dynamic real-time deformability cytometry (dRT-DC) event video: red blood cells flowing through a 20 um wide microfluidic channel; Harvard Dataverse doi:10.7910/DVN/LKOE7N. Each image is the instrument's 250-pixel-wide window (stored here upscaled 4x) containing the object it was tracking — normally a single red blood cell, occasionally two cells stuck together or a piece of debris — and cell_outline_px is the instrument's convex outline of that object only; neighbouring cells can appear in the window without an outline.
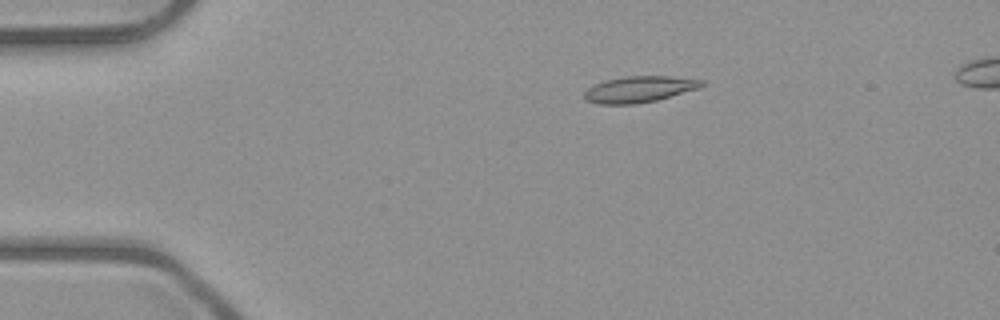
{"species": "common noctule bat (a hibernating species)", "species_latin": "Nyctalus noctula", "temperature_condition": "room temperature", "stored_images_in_passage": 5, "camera_frame_rate_fps": 3000, "um_per_image_px": 0.085, "animal": {"sex": "male", "body_mass_g": 23.1, "forearm_length_mm": 52.7}, "frame": {"image": 1, "passage_image": 3, "time_ms": 2.333, "image_size_px": [1000, 320], "cell_outline_px": [[704, 84], [700, 88], [656, 100], [636, 104], [600, 104], [584, 100], [584, 92], [588, 88], [604, 80], [628, 76], [672, 76], [704, 80]], "centroid_in_image_um": [54.34, 7.58], "position_along_channel_um": 30.7, "area_um2": 17.92}}